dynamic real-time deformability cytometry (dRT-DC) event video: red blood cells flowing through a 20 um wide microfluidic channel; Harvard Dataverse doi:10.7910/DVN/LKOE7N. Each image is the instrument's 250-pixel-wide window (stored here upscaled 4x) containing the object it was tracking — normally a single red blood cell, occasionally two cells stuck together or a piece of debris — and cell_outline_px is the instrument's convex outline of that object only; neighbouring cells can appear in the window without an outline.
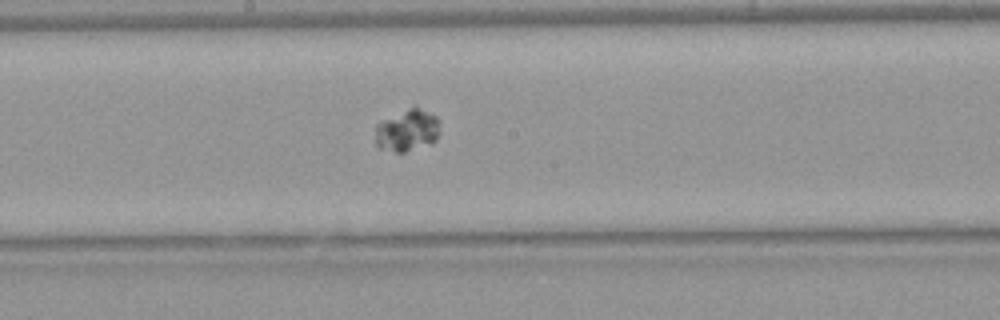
{"species": "Egyptian fruit bat (a non-hibernating species)", "species_latin": "Rousettus aegyptiacus", "temperature_condition": "warm", "stored_images_in_passage": 28, "camera_frame_rate_fps": 3000, "um_per_image_px": 0.085, "animal": {"sex": "female"}, "frame": {"image": 1, "passage_image": 14, "time_ms": 4.333, "image_size_px": [1000, 320], "cell_outline_px": [[440, 132], [436, 140], [432, 144], [404, 152], [396, 152], [376, 148], [376, 124], [380, 120], [412, 104], [416, 104], [436, 116], [440, 120]], "centroid_in_image_um": [34.63, 11.03], "position_along_channel_um": 213.6, "area_um2": 16.7}}